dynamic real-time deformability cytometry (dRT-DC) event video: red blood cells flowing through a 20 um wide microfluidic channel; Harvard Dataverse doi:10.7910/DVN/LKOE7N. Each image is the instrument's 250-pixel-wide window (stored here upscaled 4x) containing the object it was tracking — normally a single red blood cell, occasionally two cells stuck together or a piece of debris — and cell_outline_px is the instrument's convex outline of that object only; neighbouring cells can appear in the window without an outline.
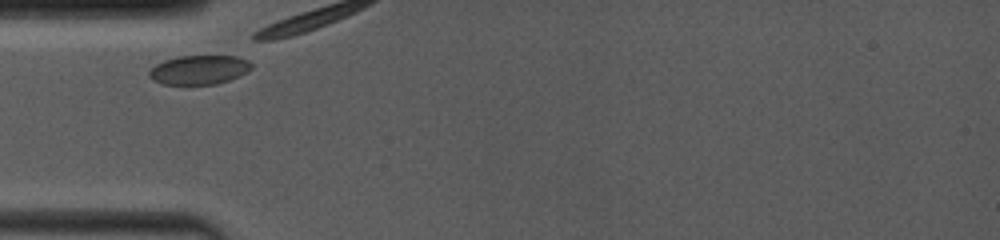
{"species": "common noctule bat (a hibernating species)", "species_latin": "Nyctalus noctula", "temperature_condition": "room temperature", "stored_images_in_passage": 38, "camera_frame_rate_fps": 4000, "um_per_image_px": 0.085, "animal": {"sex": "female", "body_mass_g": 19.0, "forearm_length_mm": 53.3}, "frame": {"image": 1, "passage_image": 1, "time_ms": 0.0, "image_size_px": [1000, 240], "cell_outline_px": [[252, 68], [240, 76], [216, 84], [164, 84], [152, 80], [148, 76], [148, 72], [156, 64], [164, 60], [176, 56], [236, 56], [248, 60], [252, 64]], "centroid_in_image_um": [16.91, 5.93], "position_along_channel_um": 68.1, "area_um2": 17.4}}
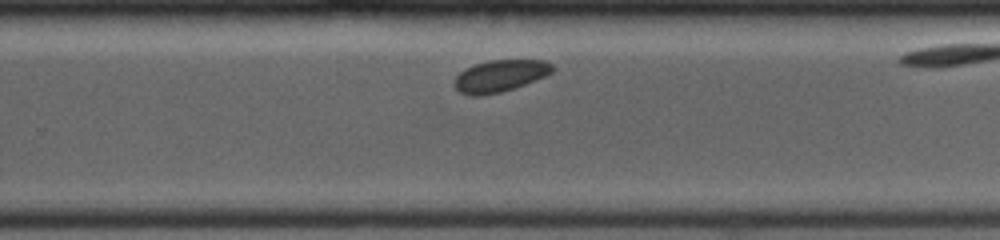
{"frame": {"image": 2, "passage_image": 25, "time_ms": 5.75, "image_size_px": [1000, 240], "cell_outline_px": [[556, 68], [552, 72], [544, 76], [524, 84], [500, 92], [480, 96], [472, 96], [460, 92], [452, 84], [456, 76], [464, 68], [488, 60], [544, 60], [552, 64]], "centroid_in_image_um": [42.47, 6.44], "position_along_channel_um": 287.3, "area_um2": 18.15}}
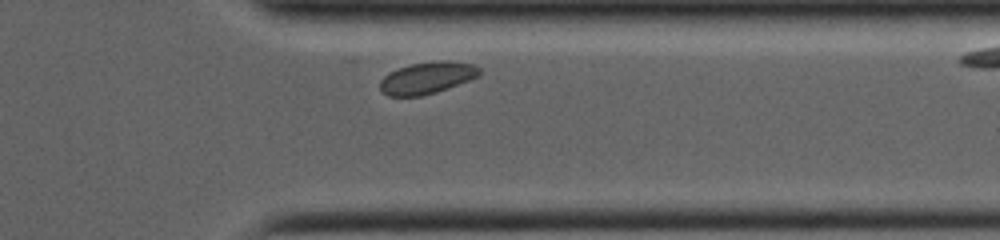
{"frame": {"image": 3, "passage_image": 34, "time_ms": 8.0, "image_size_px": [1000, 240], "cell_outline_px": [[480, 76], [448, 88], [436, 92], [420, 96], [388, 96], [380, 88], [380, 80], [388, 72], [412, 64], [436, 60], [448, 60], [472, 64], [480, 68]], "centroid_in_image_um": [36.32, 6.61], "position_along_channel_um": 375.1, "area_um2": 18.44}}